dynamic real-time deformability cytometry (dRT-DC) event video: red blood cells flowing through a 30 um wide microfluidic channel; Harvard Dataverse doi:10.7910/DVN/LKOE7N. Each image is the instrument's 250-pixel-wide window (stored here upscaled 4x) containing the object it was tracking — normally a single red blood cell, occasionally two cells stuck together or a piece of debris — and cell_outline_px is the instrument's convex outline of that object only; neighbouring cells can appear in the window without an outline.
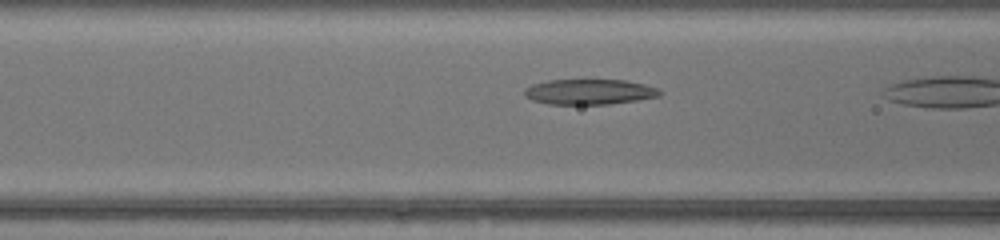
{"species": "common noctule bat (a hibernating species)", "species_latin": "Nyctalus noctula", "temperature_condition": "warm", "stored_images_in_passage": 6, "camera_frame_rate_fps": 3000, "um_per_image_px": 0.085, "animal": {"sex": "female", "body_mass_g": 17.0, "forearm_length_mm": 48.0}, "frame": {"image": 1, "passage_image": 4, "time_ms": 1.0, "image_size_px": [1000, 240], "cell_outline_px": [[664, 92], [660, 96], [636, 100], [608, 104], [548, 104], [532, 100], [524, 96], [524, 88], [532, 84], [548, 80], [624, 80], [644, 84], [656, 88]], "centroid_in_image_um": [50.07, 7.8], "position_along_channel_um": 116.5, "area_um2": 20.0}}